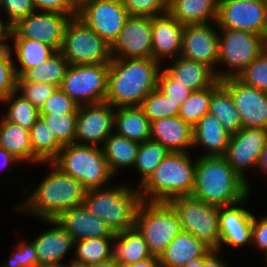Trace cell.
<instances>
[{
    "mask_svg": "<svg viewBox=\"0 0 267 267\" xmlns=\"http://www.w3.org/2000/svg\"><path fill=\"white\" fill-rule=\"evenodd\" d=\"M3 103H8V111L3 117L14 124L30 130L35 121L40 117L39 109L25 99L17 91L10 94Z\"/></svg>",
    "mask_w": 267,
    "mask_h": 267,
    "instance_id": "39",
    "label": "cell"
},
{
    "mask_svg": "<svg viewBox=\"0 0 267 267\" xmlns=\"http://www.w3.org/2000/svg\"><path fill=\"white\" fill-rule=\"evenodd\" d=\"M257 167L259 169L262 168L267 173V142L264 145L263 150L261 151V155H260V159H259Z\"/></svg>",
    "mask_w": 267,
    "mask_h": 267,
    "instance_id": "57",
    "label": "cell"
},
{
    "mask_svg": "<svg viewBox=\"0 0 267 267\" xmlns=\"http://www.w3.org/2000/svg\"><path fill=\"white\" fill-rule=\"evenodd\" d=\"M40 117L46 122L62 146L74 143L77 113L40 114Z\"/></svg>",
    "mask_w": 267,
    "mask_h": 267,
    "instance_id": "42",
    "label": "cell"
},
{
    "mask_svg": "<svg viewBox=\"0 0 267 267\" xmlns=\"http://www.w3.org/2000/svg\"><path fill=\"white\" fill-rule=\"evenodd\" d=\"M0 159H1V164L5 167H8L7 165L9 164L10 166L12 165V163L16 164V162H21L20 160H18L14 155H12L11 153H9L8 151H6L5 149L0 147ZM11 163V164H10ZM4 167V168H5Z\"/></svg>",
    "mask_w": 267,
    "mask_h": 267,
    "instance_id": "55",
    "label": "cell"
},
{
    "mask_svg": "<svg viewBox=\"0 0 267 267\" xmlns=\"http://www.w3.org/2000/svg\"><path fill=\"white\" fill-rule=\"evenodd\" d=\"M115 237L88 238L74 242L75 259L70 267H84L113 258V244ZM112 248H111V246Z\"/></svg>",
    "mask_w": 267,
    "mask_h": 267,
    "instance_id": "33",
    "label": "cell"
},
{
    "mask_svg": "<svg viewBox=\"0 0 267 267\" xmlns=\"http://www.w3.org/2000/svg\"><path fill=\"white\" fill-rule=\"evenodd\" d=\"M69 63L60 51H56L47 60L27 70L17 81H31L53 84L60 88Z\"/></svg>",
    "mask_w": 267,
    "mask_h": 267,
    "instance_id": "36",
    "label": "cell"
},
{
    "mask_svg": "<svg viewBox=\"0 0 267 267\" xmlns=\"http://www.w3.org/2000/svg\"><path fill=\"white\" fill-rule=\"evenodd\" d=\"M0 120V147L14 155L21 162H33V150L29 130L20 125Z\"/></svg>",
    "mask_w": 267,
    "mask_h": 267,
    "instance_id": "31",
    "label": "cell"
},
{
    "mask_svg": "<svg viewBox=\"0 0 267 267\" xmlns=\"http://www.w3.org/2000/svg\"><path fill=\"white\" fill-rule=\"evenodd\" d=\"M171 66L164 68L178 83L192 91H199L213 85L218 79L215 71L208 65L183 58L176 57Z\"/></svg>",
    "mask_w": 267,
    "mask_h": 267,
    "instance_id": "25",
    "label": "cell"
},
{
    "mask_svg": "<svg viewBox=\"0 0 267 267\" xmlns=\"http://www.w3.org/2000/svg\"><path fill=\"white\" fill-rule=\"evenodd\" d=\"M51 172L30 192L29 198L16 208L42 220H54L64 210L83 205L86 189L75 178L63 173L52 162Z\"/></svg>",
    "mask_w": 267,
    "mask_h": 267,
    "instance_id": "3",
    "label": "cell"
},
{
    "mask_svg": "<svg viewBox=\"0 0 267 267\" xmlns=\"http://www.w3.org/2000/svg\"><path fill=\"white\" fill-rule=\"evenodd\" d=\"M189 153L170 152L139 187L142 201L169 202L190 196L195 183L196 160Z\"/></svg>",
    "mask_w": 267,
    "mask_h": 267,
    "instance_id": "4",
    "label": "cell"
},
{
    "mask_svg": "<svg viewBox=\"0 0 267 267\" xmlns=\"http://www.w3.org/2000/svg\"><path fill=\"white\" fill-rule=\"evenodd\" d=\"M238 78L245 84L267 93V49L251 61Z\"/></svg>",
    "mask_w": 267,
    "mask_h": 267,
    "instance_id": "43",
    "label": "cell"
},
{
    "mask_svg": "<svg viewBox=\"0 0 267 267\" xmlns=\"http://www.w3.org/2000/svg\"><path fill=\"white\" fill-rule=\"evenodd\" d=\"M183 267H203V256L195 260L190 261Z\"/></svg>",
    "mask_w": 267,
    "mask_h": 267,
    "instance_id": "59",
    "label": "cell"
},
{
    "mask_svg": "<svg viewBox=\"0 0 267 267\" xmlns=\"http://www.w3.org/2000/svg\"><path fill=\"white\" fill-rule=\"evenodd\" d=\"M168 0H121L129 16H158L167 12Z\"/></svg>",
    "mask_w": 267,
    "mask_h": 267,
    "instance_id": "46",
    "label": "cell"
},
{
    "mask_svg": "<svg viewBox=\"0 0 267 267\" xmlns=\"http://www.w3.org/2000/svg\"><path fill=\"white\" fill-rule=\"evenodd\" d=\"M135 227L143 235L149 253L158 258L182 231L178 214L168 202L142 201Z\"/></svg>",
    "mask_w": 267,
    "mask_h": 267,
    "instance_id": "7",
    "label": "cell"
},
{
    "mask_svg": "<svg viewBox=\"0 0 267 267\" xmlns=\"http://www.w3.org/2000/svg\"><path fill=\"white\" fill-rule=\"evenodd\" d=\"M220 82L232 96L234 106L242 119V127L267 130V93L245 84L238 77Z\"/></svg>",
    "mask_w": 267,
    "mask_h": 267,
    "instance_id": "17",
    "label": "cell"
},
{
    "mask_svg": "<svg viewBox=\"0 0 267 267\" xmlns=\"http://www.w3.org/2000/svg\"><path fill=\"white\" fill-rule=\"evenodd\" d=\"M151 122L140 106L119 107L114 113L113 129L117 135L143 143L150 140Z\"/></svg>",
    "mask_w": 267,
    "mask_h": 267,
    "instance_id": "29",
    "label": "cell"
},
{
    "mask_svg": "<svg viewBox=\"0 0 267 267\" xmlns=\"http://www.w3.org/2000/svg\"><path fill=\"white\" fill-rule=\"evenodd\" d=\"M140 143L112 133L102 149L110 171L115 175L121 168L133 167Z\"/></svg>",
    "mask_w": 267,
    "mask_h": 267,
    "instance_id": "32",
    "label": "cell"
},
{
    "mask_svg": "<svg viewBox=\"0 0 267 267\" xmlns=\"http://www.w3.org/2000/svg\"><path fill=\"white\" fill-rule=\"evenodd\" d=\"M79 105L61 88H57L39 109V114L77 113Z\"/></svg>",
    "mask_w": 267,
    "mask_h": 267,
    "instance_id": "47",
    "label": "cell"
},
{
    "mask_svg": "<svg viewBox=\"0 0 267 267\" xmlns=\"http://www.w3.org/2000/svg\"><path fill=\"white\" fill-rule=\"evenodd\" d=\"M113 258L121 266H129L150 258L143 235L136 227L115 233Z\"/></svg>",
    "mask_w": 267,
    "mask_h": 267,
    "instance_id": "30",
    "label": "cell"
},
{
    "mask_svg": "<svg viewBox=\"0 0 267 267\" xmlns=\"http://www.w3.org/2000/svg\"><path fill=\"white\" fill-rule=\"evenodd\" d=\"M168 203L178 214L182 230L194 235L209 249H219V207L191 195L173 198Z\"/></svg>",
    "mask_w": 267,
    "mask_h": 267,
    "instance_id": "9",
    "label": "cell"
},
{
    "mask_svg": "<svg viewBox=\"0 0 267 267\" xmlns=\"http://www.w3.org/2000/svg\"><path fill=\"white\" fill-rule=\"evenodd\" d=\"M220 85V80H217L208 88L192 91L180 105L178 116L193 127L205 114H208L212 93Z\"/></svg>",
    "mask_w": 267,
    "mask_h": 267,
    "instance_id": "38",
    "label": "cell"
},
{
    "mask_svg": "<svg viewBox=\"0 0 267 267\" xmlns=\"http://www.w3.org/2000/svg\"><path fill=\"white\" fill-rule=\"evenodd\" d=\"M157 88L168 96L172 101L182 104L189 96L191 91L178 83L165 69L158 76Z\"/></svg>",
    "mask_w": 267,
    "mask_h": 267,
    "instance_id": "48",
    "label": "cell"
},
{
    "mask_svg": "<svg viewBox=\"0 0 267 267\" xmlns=\"http://www.w3.org/2000/svg\"><path fill=\"white\" fill-rule=\"evenodd\" d=\"M229 138L221 122L209 113L193 126V146L200 145L208 151L201 156H224Z\"/></svg>",
    "mask_w": 267,
    "mask_h": 267,
    "instance_id": "26",
    "label": "cell"
},
{
    "mask_svg": "<svg viewBox=\"0 0 267 267\" xmlns=\"http://www.w3.org/2000/svg\"><path fill=\"white\" fill-rule=\"evenodd\" d=\"M74 241L88 238L115 237L105 221L93 215L84 205L64 210L55 219Z\"/></svg>",
    "mask_w": 267,
    "mask_h": 267,
    "instance_id": "22",
    "label": "cell"
},
{
    "mask_svg": "<svg viewBox=\"0 0 267 267\" xmlns=\"http://www.w3.org/2000/svg\"><path fill=\"white\" fill-rule=\"evenodd\" d=\"M53 224V228L48 229L32 241L36 248L40 267H70L61 264V260L71 248L74 247L73 237L54 219L44 220Z\"/></svg>",
    "mask_w": 267,
    "mask_h": 267,
    "instance_id": "23",
    "label": "cell"
},
{
    "mask_svg": "<svg viewBox=\"0 0 267 267\" xmlns=\"http://www.w3.org/2000/svg\"><path fill=\"white\" fill-rule=\"evenodd\" d=\"M60 52L69 65L110 63L111 46L77 15L65 28Z\"/></svg>",
    "mask_w": 267,
    "mask_h": 267,
    "instance_id": "8",
    "label": "cell"
},
{
    "mask_svg": "<svg viewBox=\"0 0 267 267\" xmlns=\"http://www.w3.org/2000/svg\"><path fill=\"white\" fill-rule=\"evenodd\" d=\"M77 16L112 46L129 14L121 0H90L77 10Z\"/></svg>",
    "mask_w": 267,
    "mask_h": 267,
    "instance_id": "13",
    "label": "cell"
},
{
    "mask_svg": "<svg viewBox=\"0 0 267 267\" xmlns=\"http://www.w3.org/2000/svg\"><path fill=\"white\" fill-rule=\"evenodd\" d=\"M58 87L53 84L31 81H17L16 91L30 101L36 108L40 109L44 102L52 95Z\"/></svg>",
    "mask_w": 267,
    "mask_h": 267,
    "instance_id": "45",
    "label": "cell"
},
{
    "mask_svg": "<svg viewBox=\"0 0 267 267\" xmlns=\"http://www.w3.org/2000/svg\"><path fill=\"white\" fill-rule=\"evenodd\" d=\"M69 1L78 10L84 3L90 0H69Z\"/></svg>",
    "mask_w": 267,
    "mask_h": 267,
    "instance_id": "60",
    "label": "cell"
},
{
    "mask_svg": "<svg viewBox=\"0 0 267 267\" xmlns=\"http://www.w3.org/2000/svg\"><path fill=\"white\" fill-rule=\"evenodd\" d=\"M267 142V130L264 128L242 127L230 135L225 159L231 167L247 182L246 168L257 167L261 151Z\"/></svg>",
    "mask_w": 267,
    "mask_h": 267,
    "instance_id": "15",
    "label": "cell"
},
{
    "mask_svg": "<svg viewBox=\"0 0 267 267\" xmlns=\"http://www.w3.org/2000/svg\"><path fill=\"white\" fill-rule=\"evenodd\" d=\"M209 248L194 235L182 230L160 255V267H183L202 257Z\"/></svg>",
    "mask_w": 267,
    "mask_h": 267,
    "instance_id": "28",
    "label": "cell"
},
{
    "mask_svg": "<svg viewBox=\"0 0 267 267\" xmlns=\"http://www.w3.org/2000/svg\"><path fill=\"white\" fill-rule=\"evenodd\" d=\"M248 196L237 203L219 207L220 250L224 244L235 248L251 244L253 214L240 207Z\"/></svg>",
    "mask_w": 267,
    "mask_h": 267,
    "instance_id": "20",
    "label": "cell"
},
{
    "mask_svg": "<svg viewBox=\"0 0 267 267\" xmlns=\"http://www.w3.org/2000/svg\"><path fill=\"white\" fill-rule=\"evenodd\" d=\"M160 62L151 58H112L105 102L114 108L140 106L157 88Z\"/></svg>",
    "mask_w": 267,
    "mask_h": 267,
    "instance_id": "1",
    "label": "cell"
},
{
    "mask_svg": "<svg viewBox=\"0 0 267 267\" xmlns=\"http://www.w3.org/2000/svg\"><path fill=\"white\" fill-rule=\"evenodd\" d=\"M33 150V163H50L63 147L46 122L39 117L29 130Z\"/></svg>",
    "mask_w": 267,
    "mask_h": 267,
    "instance_id": "35",
    "label": "cell"
},
{
    "mask_svg": "<svg viewBox=\"0 0 267 267\" xmlns=\"http://www.w3.org/2000/svg\"><path fill=\"white\" fill-rule=\"evenodd\" d=\"M1 7L8 15L7 21L12 26L35 11L33 0H0Z\"/></svg>",
    "mask_w": 267,
    "mask_h": 267,
    "instance_id": "50",
    "label": "cell"
},
{
    "mask_svg": "<svg viewBox=\"0 0 267 267\" xmlns=\"http://www.w3.org/2000/svg\"><path fill=\"white\" fill-rule=\"evenodd\" d=\"M184 27L168 12L152 17V58L160 62L163 57L180 56Z\"/></svg>",
    "mask_w": 267,
    "mask_h": 267,
    "instance_id": "21",
    "label": "cell"
},
{
    "mask_svg": "<svg viewBox=\"0 0 267 267\" xmlns=\"http://www.w3.org/2000/svg\"><path fill=\"white\" fill-rule=\"evenodd\" d=\"M12 39L16 60L20 63V68L15 65L17 77H21L27 70L38 66L56 52L53 47L37 40L28 38Z\"/></svg>",
    "mask_w": 267,
    "mask_h": 267,
    "instance_id": "34",
    "label": "cell"
},
{
    "mask_svg": "<svg viewBox=\"0 0 267 267\" xmlns=\"http://www.w3.org/2000/svg\"><path fill=\"white\" fill-rule=\"evenodd\" d=\"M250 194L247 182L224 156L196 159L195 183L191 196L217 207L231 205Z\"/></svg>",
    "mask_w": 267,
    "mask_h": 267,
    "instance_id": "2",
    "label": "cell"
},
{
    "mask_svg": "<svg viewBox=\"0 0 267 267\" xmlns=\"http://www.w3.org/2000/svg\"><path fill=\"white\" fill-rule=\"evenodd\" d=\"M84 267H121V266L114 260V258H110L109 260L98 262L95 264H90Z\"/></svg>",
    "mask_w": 267,
    "mask_h": 267,
    "instance_id": "58",
    "label": "cell"
},
{
    "mask_svg": "<svg viewBox=\"0 0 267 267\" xmlns=\"http://www.w3.org/2000/svg\"><path fill=\"white\" fill-rule=\"evenodd\" d=\"M12 27L13 26L8 21L3 22L0 18V50L11 48V46L4 41L12 37Z\"/></svg>",
    "mask_w": 267,
    "mask_h": 267,
    "instance_id": "54",
    "label": "cell"
},
{
    "mask_svg": "<svg viewBox=\"0 0 267 267\" xmlns=\"http://www.w3.org/2000/svg\"><path fill=\"white\" fill-rule=\"evenodd\" d=\"M107 187L87 190L83 205L105 221L113 233L135 227L137 209L142 202L139 188Z\"/></svg>",
    "mask_w": 267,
    "mask_h": 267,
    "instance_id": "5",
    "label": "cell"
},
{
    "mask_svg": "<svg viewBox=\"0 0 267 267\" xmlns=\"http://www.w3.org/2000/svg\"><path fill=\"white\" fill-rule=\"evenodd\" d=\"M9 260L2 265L3 267H36L39 266L36 248L33 242L21 241L16 246Z\"/></svg>",
    "mask_w": 267,
    "mask_h": 267,
    "instance_id": "49",
    "label": "cell"
},
{
    "mask_svg": "<svg viewBox=\"0 0 267 267\" xmlns=\"http://www.w3.org/2000/svg\"><path fill=\"white\" fill-rule=\"evenodd\" d=\"M101 146L72 143L59 151L52 163L63 173L80 181L86 190L104 188L114 177Z\"/></svg>",
    "mask_w": 267,
    "mask_h": 267,
    "instance_id": "6",
    "label": "cell"
},
{
    "mask_svg": "<svg viewBox=\"0 0 267 267\" xmlns=\"http://www.w3.org/2000/svg\"><path fill=\"white\" fill-rule=\"evenodd\" d=\"M109 66L69 65L60 88L79 106L105 102Z\"/></svg>",
    "mask_w": 267,
    "mask_h": 267,
    "instance_id": "11",
    "label": "cell"
},
{
    "mask_svg": "<svg viewBox=\"0 0 267 267\" xmlns=\"http://www.w3.org/2000/svg\"><path fill=\"white\" fill-rule=\"evenodd\" d=\"M219 33L208 24L185 25L180 56L204 63L216 71Z\"/></svg>",
    "mask_w": 267,
    "mask_h": 267,
    "instance_id": "19",
    "label": "cell"
},
{
    "mask_svg": "<svg viewBox=\"0 0 267 267\" xmlns=\"http://www.w3.org/2000/svg\"><path fill=\"white\" fill-rule=\"evenodd\" d=\"M125 267H160V266L158 257L151 256L150 258H147L145 260L136 262L134 264Z\"/></svg>",
    "mask_w": 267,
    "mask_h": 267,
    "instance_id": "56",
    "label": "cell"
},
{
    "mask_svg": "<svg viewBox=\"0 0 267 267\" xmlns=\"http://www.w3.org/2000/svg\"><path fill=\"white\" fill-rule=\"evenodd\" d=\"M12 50V47L0 50V102L16 91L17 75L11 58Z\"/></svg>",
    "mask_w": 267,
    "mask_h": 267,
    "instance_id": "44",
    "label": "cell"
},
{
    "mask_svg": "<svg viewBox=\"0 0 267 267\" xmlns=\"http://www.w3.org/2000/svg\"><path fill=\"white\" fill-rule=\"evenodd\" d=\"M251 244L267 253V216L256 219L253 215Z\"/></svg>",
    "mask_w": 267,
    "mask_h": 267,
    "instance_id": "52",
    "label": "cell"
},
{
    "mask_svg": "<svg viewBox=\"0 0 267 267\" xmlns=\"http://www.w3.org/2000/svg\"><path fill=\"white\" fill-rule=\"evenodd\" d=\"M169 153L170 151H168L164 146L152 140L140 143L134 165L141 175L139 178L141 179L140 185L149 178L156 167Z\"/></svg>",
    "mask_w": 267,
    "mask_h": 267,
    "instance_id": "40",
    "label": "cell"
},
{
    "mask_svg": "<svg viewBox=\"0 0 267 267\" xmlns=\"http://www.w3.org/2000/svg\"><path fill=\"white\" fill-rule=\"evenodd\" d=\"M37 11L77 14V9L69 0H33Z\"/></svg>",
    "mask_w": 267,
    "mask_h": 267,
    "instance_id": "51",
    "label": "cell"
},
{
    "mask_svg": "<svg viewBox=\"0 0 267 267\" xmlns=\"http://www.w3.org/2000/svg\"><path fill=\"white\" fill-rule=\"evenodd\" d=\"M150 140L170 152L186 153L193 147V127L179 116L157 119L151 122Z\"/></svg>",
    "mask_w": 267,
    "mask_h": 267,
    "instance_id": "24",
    "label": "cell"
},
{
    "mask_svg": "<svg viewBox=\"0 0 267 267\" xmlns=\"http://www.w3.org/2000/svg\"><path fill=\"white\" fill-rule=\"evenodd\" d=\"M114 113V107L107 102L79 106L74 143L103 146L113 133Z\"/></svg>",
    "mask_w": 267,
    "mask_h": 267,
    "instance_id": "16",
    "label": "cell"
},
{
    "mask_svg": "<svg viewBox=\"0 0 267 267\" xmlns=\"http://www.w3.org/2000/svg\"><path fill=\"white\" fill-rule=\"evenodd\" d=\"M219 35L218 64H226L232 71H215L218 80L238 77L245 68L266 49V38L246 30L225 29Z\"/></svg>",
    "mask_w": 267,
    "mask_h": 267,
    "instance_id": "10",
    "label": "cell"
},
{
    "mask_svg": "<svg viewBox=\"0 0 267 267\" xmlns=\"http://www.w3.org/2000/svg\"><path fill=\"white\" fill-rule=\"evenodd\" d=\"M140 107L150 122L172 116H178L180 104L172 101L158 88L149 93L142 101Z\"/></svg>",
    "mask_w": 267,
    "mask_h": 267,
    "instance_id": "41",
    "label": "cell"
},
{
    "mask_svg": "<svg viewBox=\"0 0 267 267\" xmlns=\"http://www.w3.org/2000/svg\"><path fill=\"white\" fill-rule=\"evenodd\" d=\"M118 54V55H117ZM112 58L152 57V17L129 16L114 44Z\"/></svg>",
    "mask_w": 267,
    "mask_h": 267,
    "instance_id": "18",
    "label": "cell"
},
{
    "mask_svg": "<svg viewBox=\"0 0 267 267\" xmlns=\"http://www.w3.org/2000/svg\"><path fill=\"white\" fill-rule=\"evenodd\" d=\"M167 12L183 25L216 24L218 0H168Z\"/></svg>",
    "mask_w": 267,
    "mask_h": 267,
    "instance_id": "27",
    "label": "cell"
},
{
    "mask_svg": "<svg viewBox=\"0 0 267 267\" xmlns=\"http://www.w3.org/2000/svg\"><path fill=\"white\" fill-rule=\"evenodd\" d=\"M216 26L267 38V0H218Z\"/></svg>",
    "mask_w": 267,
    "mask_h": 267,
    "instance_id": "12",
    "label": "cell"
},
{
    "mask_svg": "<svg viewBox=\"0 0 267 267\" xmlns=\"http://www.w3.org/2000/svg\"><path fill=\"white\" fill-rule=\"evenodd\" d=\"M76 15L35 10L13 25L11 38L37 40L60 51L67 23Z\"/></svg>",
    "mask_w": 267,
    "mask_h": 267,
    "instance_id": "14",
    "label": "cell"
},
{
    "mask_svg": "<svg viewBox=\"0 0 267 267\" xmlns=\"http://www.w3.org/2000/svg\"><path fill=\"white\" fill-rule=\"evenodd\" d=\"M220 249H209L203 255V267H227L223 260L218 258Z\"/></svg>",
    "mask_w": 267,
    "mask_h": 267,
    "instance_id": "53",
    "label": "cell"
},
{
    "mask_svg": "<svg viewBox=\"0 0 267 267\" xmlns=\"http://www.w3.org/2000/svg\"><path fill=\"white\" fill-rule=\"evenodd\" d=\"M208 113L215 116L230 135L242 128V119L232 96L222 84L212 93Z\"/></svg>",
    "mask_w": 267,
    "mask_h": 267,
    "instance_id": "37",
    "label": "cell"
}]
</instances>
